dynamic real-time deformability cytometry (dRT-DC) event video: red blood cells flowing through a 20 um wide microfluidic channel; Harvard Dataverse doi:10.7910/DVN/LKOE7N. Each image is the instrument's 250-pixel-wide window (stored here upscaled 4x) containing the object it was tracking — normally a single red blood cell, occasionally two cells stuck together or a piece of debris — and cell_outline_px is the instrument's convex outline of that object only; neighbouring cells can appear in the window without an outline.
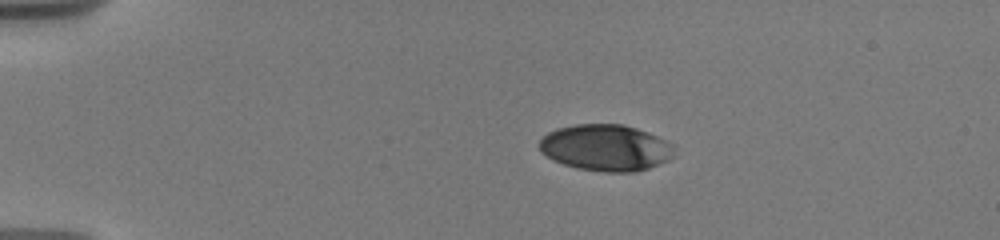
{"species": "human", "species_latin": "Homo sapiens", "temperature_condition": "warm", "stored_images_in_passage": 16, "camera_frame_rate_fps": 3000, "um_per_image_px": 0.085, "donor": {"sex": "male"}, "frame": {"image": 1, "passage_image": 1, "time_ms": 0.0, "image_size_px": [1000, 240], "cell_outline_px": [[676, 156], [660, 164], [636, 172], [604, 172], [576, 168], [552, 160], [540, 152], [540, 140], [548, 132], [556, 128], [576, 124], [624, 124], [648, 132], [672, 144]], "centroid_in_image_um": [51.49, 12.56], "position_along_channel_um": 33.5, "area_um2": 36.7}}
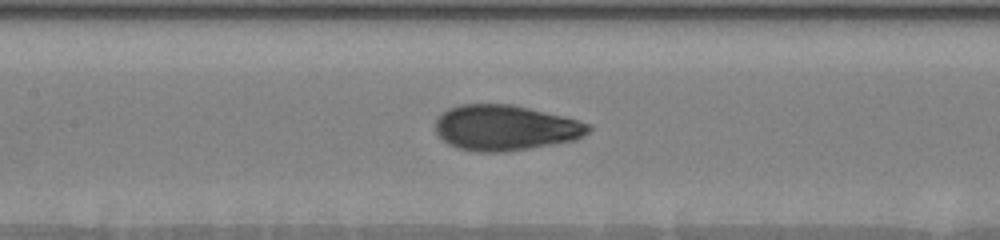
{"frame": {"image": 2, "passage_image": 10, "time_ms": 5.333, "image_size_px": [1000, 240], "cell_outline_px": [[592, 128], [584, 136], [576, 140], [504, 152], [476, 152], [456, 148], [448, 144], [436, 132], [436, 116], [440, 112], [448, 108], [460, 104], [512, 104], [564, 116], [592, 124]], "centroid_in_image_um": [42.94, 10.85], "position_along_channel_um": 164.5, "area_um2": 40.86}}
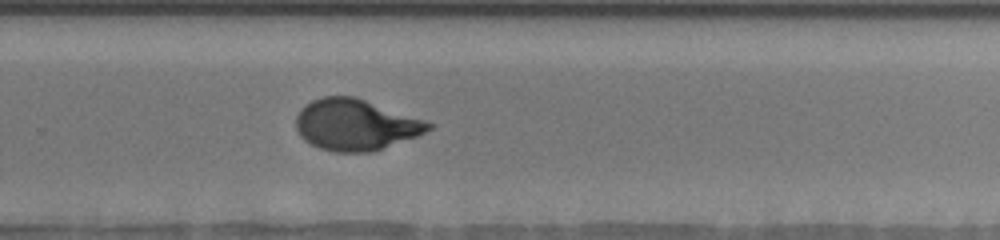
{"frame": {"image": 3, "passage_image": 16, "time_ms": 9.0, "image_size_px": [1000, 240], "cell_outline_px": [[436, 124], [432, 128], [420, 136], [372, 152], [336, 152], [320, 148], [304, 140], [300, 136], [296, 128], [296, 116], [300, 108], [312, 100], [324, 96], [356, 96]], "centroid_in_image_um": [30.25, 10.6], "position_along_channel_um": 299.6, "area_um2": 39.82}}